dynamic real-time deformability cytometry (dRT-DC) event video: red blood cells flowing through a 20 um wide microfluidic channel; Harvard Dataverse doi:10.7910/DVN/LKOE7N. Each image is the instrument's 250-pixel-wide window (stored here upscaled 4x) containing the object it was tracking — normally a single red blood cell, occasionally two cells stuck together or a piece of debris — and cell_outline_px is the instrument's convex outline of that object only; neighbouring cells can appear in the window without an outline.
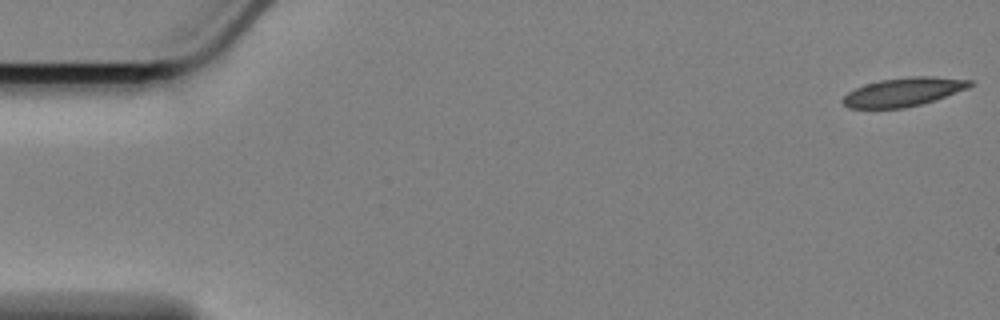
{"species": "Egyptian fruit bat (a non-hibernating species)", "species_latin": "Rousettus aegyptiacus", "temperature_condition": "cold", "stored_images_in_passage": 58, "camera_frame_rate_fps": 3000, "um_per_image_px": 0.085, "animal": {"sex": "female"}, "frame": {"image": 1, "passage_image": 1, "time_ms": 0.0, "image_size_px": [1000, 320], "cell_outline_px": [[976, 84], [968, 88], [920, 104], [904, 108], [848, 108], [840, 100], [848, 92], [864, 84], [880, 80], [908, 76], [932, 76], [972, 80]], "centroid_in_image_um": [76.78, 7.8], "position_along_channel_um": 8.2, "area_um2": 21.15}}
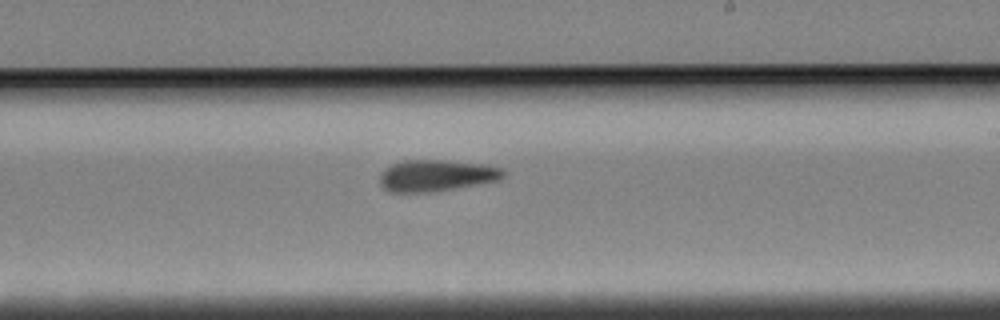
{"frame": {"image": 2, "passage_image": 34, "time_ms": 11.0, "image_size_px": [1000, 320], "cell_outline_px": [[508, 172], [500, 180], [452, 188], [424, 192], [392, 192], [384, 188], [380, 184], [380, 176], [384, 168], [400, 160], [448, 160], [484, 164], [504, 168]], "centroid_in_image_um": [37.11, 14.89], "position_along_channel_um": 251.9, "area_um2": 22.72}}
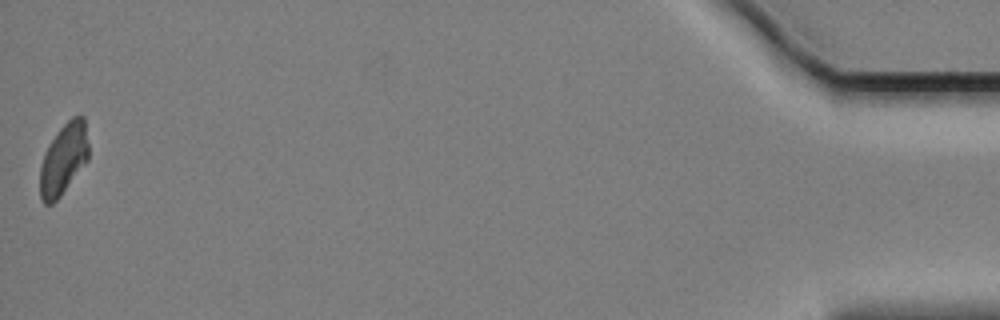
{"frame": {"image": 3, "passage_image": 58, "time_ms": 19.0, "image_size_px": [1000, 320], "cell_outline_px": [[88, 160], [60, 196], [52, 204], [44, 204], [40, 200], [40, 168], [48, 144], [56, 132], [72, 116], [80, 112], [84, 116], [88, 144]], "centroid_in_image_um": [5.41, 13.49], "position_along_channel_um": 429.8, "area_um2": 20.23}, "authors_computed_cell_mechanics": {"area_um2": 21.7906, "velocity_mm_per_s": 3.4006, "shape_relaxation_time_tau1_ms": 7.1894, "shape_relaxation_time_tau2_ms": 4.6378, "deformation_change_tau1": 0.1739, "deformation_change_tau2": 0.1351}}